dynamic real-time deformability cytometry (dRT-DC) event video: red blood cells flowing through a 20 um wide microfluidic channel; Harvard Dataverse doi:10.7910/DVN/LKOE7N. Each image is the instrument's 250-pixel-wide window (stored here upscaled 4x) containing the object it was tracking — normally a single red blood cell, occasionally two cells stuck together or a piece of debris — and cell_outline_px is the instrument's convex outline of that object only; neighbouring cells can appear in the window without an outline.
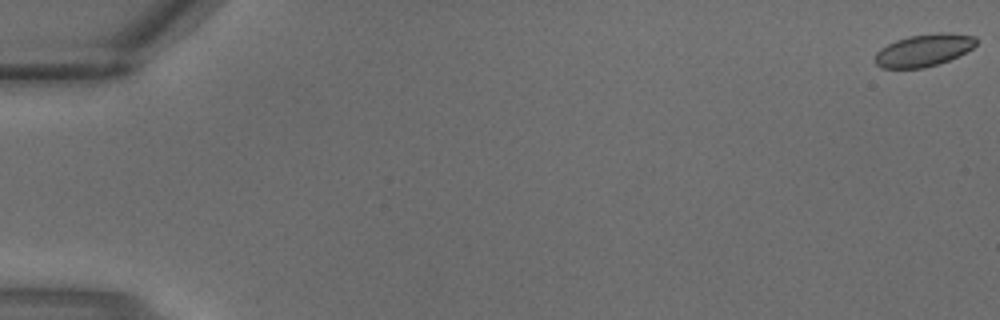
{"species": "common noctule bat (a hibernating species)", "species_latin": "Nyctalus noctula", "temperature_condition": "warm", "stored_images_in_passage": 3, "segment_of_instrument_passage": [2, 2], "camera_frame_rate_fps": 3000, "um_per_image_px": 0.085, "animal": {"sex": "male", "body_mass_g": 18.8}, "frame": {"image": 1, "passage_image": 3, "time_ms": 0.667, "image_size_px": [1000, 320], "cell_outline_px": [[976, 44], [972, 48], [948, 60], [924, 68], [880, 68], [876, 64], [876, 52], [880, 48], [896, 40], [908, 36], [940, 32], [948, 32], [976, 36]], "centroid_in_image_um": [78.51, 4.26], "position_along_channel_um": 6.5, "area_um2": 18.9}}